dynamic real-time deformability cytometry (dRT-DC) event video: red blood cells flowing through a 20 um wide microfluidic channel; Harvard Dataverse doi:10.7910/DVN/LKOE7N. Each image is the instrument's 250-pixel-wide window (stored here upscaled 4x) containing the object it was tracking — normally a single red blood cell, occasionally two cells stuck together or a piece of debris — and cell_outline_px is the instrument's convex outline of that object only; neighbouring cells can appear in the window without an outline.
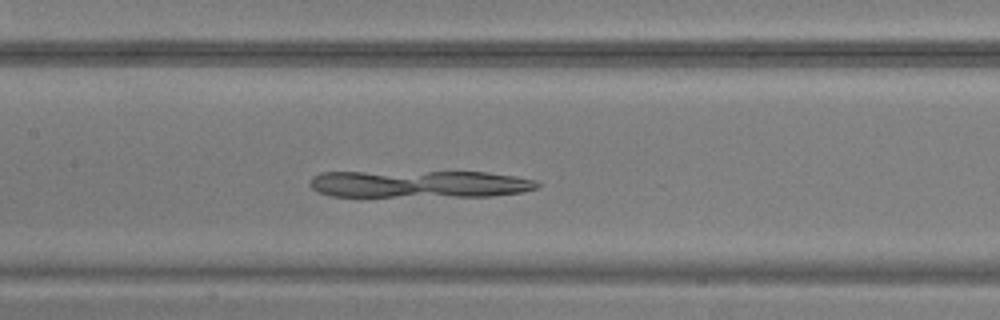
{"species": "common noctule bat (a hibernating species)", "species_latin": "Nyctalus noctula", "temperature_condition": "warm", "stored_images_in_passage": 44, "camera_frame_rate_fps": 3000, "um_per_image_px": 0.085, "animal": {"sex": "male", "body_mass_g": 20.5, "forearm_length_mm": 52.5}, "frame": {"image": 1, "passage_image": 19, "time_ms": 6.0, "image_size_px": [1000, 320], "cell_outline_px": [[544, 184], [536, 188], [524, 192], [492, 196], [328, 196], [316, 192], [308, 184], [312, 176], [320, 172], [488, 172], [516, 176], [536, 180]], "centroid_in_image_um": [35.66, 15.64], "position_along_channel_um": 171.7, "area_um2": 36.53}}